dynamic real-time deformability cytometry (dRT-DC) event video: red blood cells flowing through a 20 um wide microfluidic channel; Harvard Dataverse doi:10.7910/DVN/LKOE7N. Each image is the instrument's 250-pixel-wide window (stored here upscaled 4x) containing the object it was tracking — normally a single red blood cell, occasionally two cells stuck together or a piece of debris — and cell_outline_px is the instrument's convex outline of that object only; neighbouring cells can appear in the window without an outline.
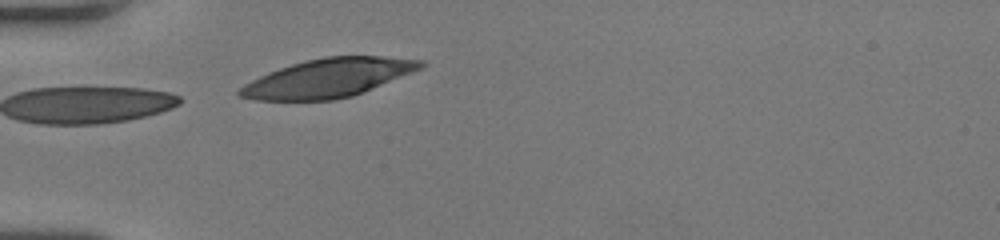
{"species": "human", "species_latin": "Homo sapiens", "temperature_condition": "room temperature", "stored_images_in_passage": 5, "camera_frame_rate_fps": 3000, "um_per_image_px": 0.085, "donor": {"sex": "female"}, "frame": {"image": 1, "passage_image": 5, "time_ms": 1.333, "image_size_px": [1000, 240], "cell_outline_px": [[428, 64], [424, 68], [352, 96], [332, 100], [256, 100], [236, 96], [236, 92], [244, 84], [268, 72], [292, 64], [324, 56], [384, 56], [424, 60]], "centroid_in_image_um": [27.92, 6.62], "position_along_channel_um": 57.1, "area_um2": 40.69}}